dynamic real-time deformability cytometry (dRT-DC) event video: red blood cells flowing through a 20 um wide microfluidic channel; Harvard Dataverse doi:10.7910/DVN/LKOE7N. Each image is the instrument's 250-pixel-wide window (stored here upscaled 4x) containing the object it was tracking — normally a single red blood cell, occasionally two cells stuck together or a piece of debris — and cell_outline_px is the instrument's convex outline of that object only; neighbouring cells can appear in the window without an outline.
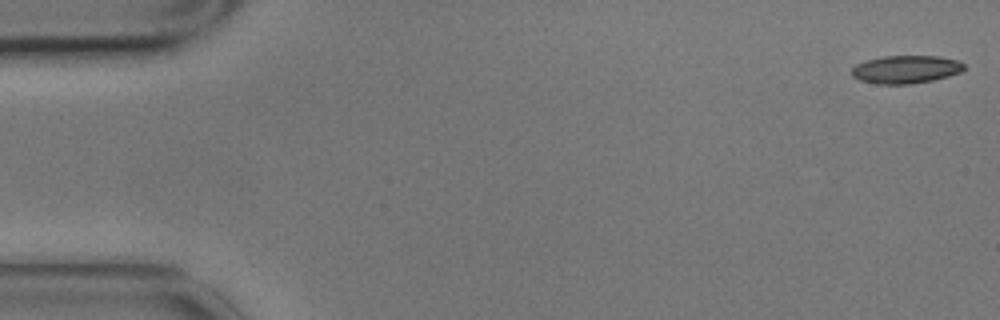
{"species": "common noctule bat (a hibernating species)", "species_latin": "Nyctalus noctula", "temperature_condition": "cold", "stored_images_in_passage": 10, "camera_frame_rate_fps": 3000, "um_per_image_px": 0.085, "animal": {"sex": "male", "body_mass_g": 17.9}, "frame": {"image": 1, "passage_image": 1, "time_ms": 0.0, "image_size_px": [1000, 320], "cell_outline_px": [[964, 68], [960, 72], [948, 76], [932, 80], [908, 84], [876, 84], [860, 80], [852, 76], [852, 68], [856, 64], [864, 60], [884, 56], [940, 56], [956, 60], [964, 64]], "centroid_in_image_um": [76.96, 5.89], "position_along_channel_um": 8.0, "area_um2": 18.26}}
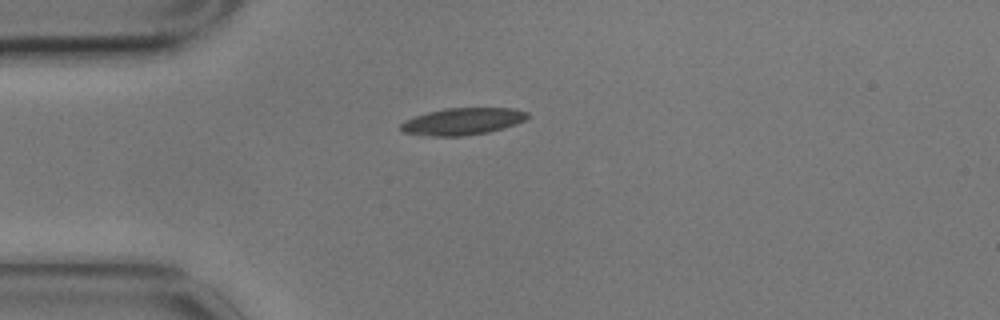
{"frame": {"image": 2, "passage_image": 4, "time_ms": 1.0, "image_size_px": [1000, 320], "cell_outline_px": [[528, 116], [524, 120], [516, 124], [504, 128], [488, 132], [464, 136], [432, 136], [400, 132], [400, 124], [416, 116], [428, 112], [444, 108], [512, 108], [528, 112]], "centroid_in_image_um": [39.32, 10.32], "position_along_channel_um": 45.7, "area_um2": 19.83}}
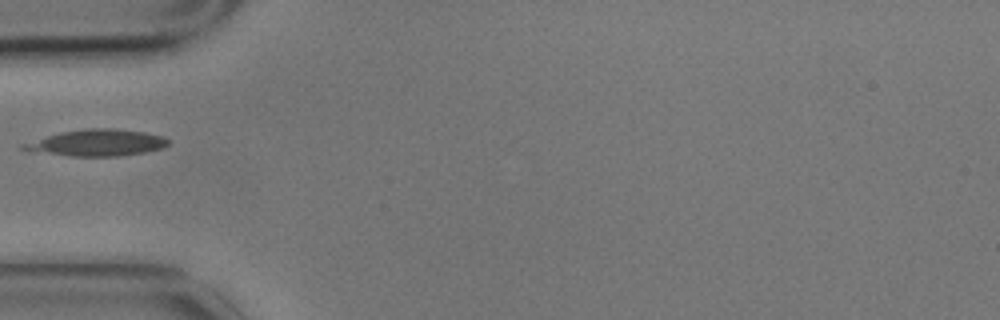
{"frame": {"image": 3, "passage_image": 5, "time_ms": 1.333, "image_size_px": [1000, 320], "cell_outline_px": [[168, 144], [164, 148], [144, 152], [120, 156], [72, 156], [28, 152], [20, 148], [20, 144], [60, 132], [88, 128], [116, 128], [144, 132], [164, 136], [168, 140]], "centroid_in_image_um": [8.2, 12.14], "position_along_channel_um": 76.8, "area_um2": 22.6}}